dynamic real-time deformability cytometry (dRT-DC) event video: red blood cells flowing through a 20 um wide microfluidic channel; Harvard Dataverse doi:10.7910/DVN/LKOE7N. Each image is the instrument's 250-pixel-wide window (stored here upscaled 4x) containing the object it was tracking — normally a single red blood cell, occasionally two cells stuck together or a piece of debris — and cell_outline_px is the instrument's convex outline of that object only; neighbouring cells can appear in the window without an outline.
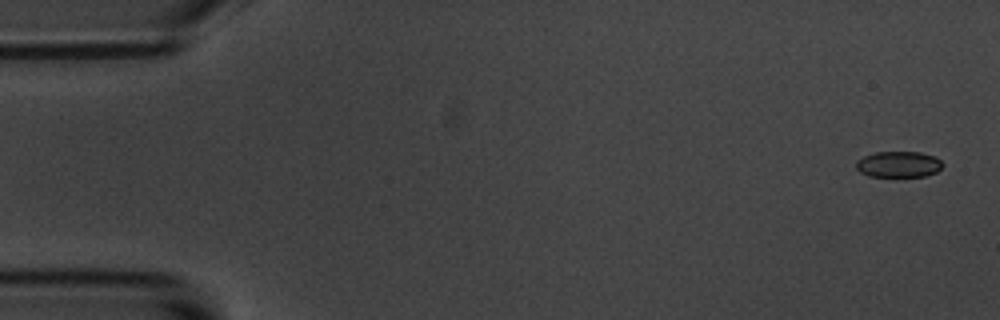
{"species": "common noctule bat (a hibernating species)", "species_latin": "Nyctalus noctula", "temperature_condition": "room temperature", "stored_images_in_passage": 5, "camera_frame_rate_fps": 3000, "um_per_image_px": 0.085, "animal": {"sex": "male", "body_mass_g": 20.1, "forearm_length_mm": 53.5}, "frame": {"image": 1, "passage_image": 1, "time_ms": 0.0, "image_size_px": [1000, 320], "cell_outline_px": [[944, 164], [936, 172], [924, 176], [868, 176], [860, 172], [856, 168], [856, 160], [864, 156], [876, 152], [920, 152], [936, 156]], "centroid_in_image_um": [76.38, 13.96], "position_along_channel_um": 8.6, "area_um2": 13.12}}
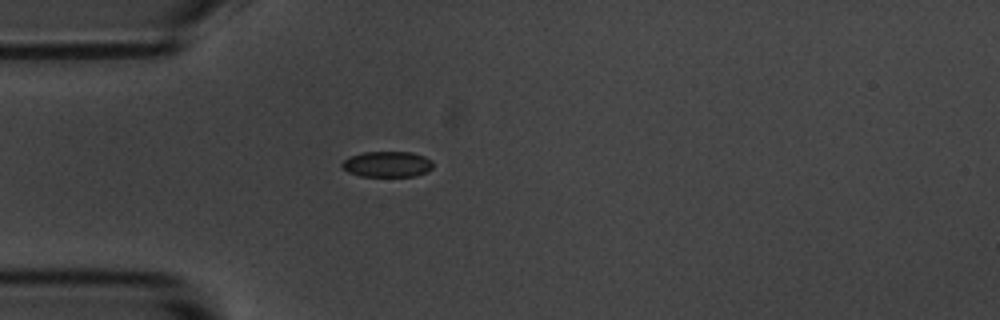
{"frame": {"image": 2, "passage_image": 4, "time_ms": 4.667, "image_size_px": [1000, 320], "cell_outline_px": [[432, 168], [428, 172], [416, 176], [360, 176], [348, 172], [340, 164], [348, 156], [364, 152], [412, 152], [424, 156], [432, 160]], "centroid_in_image_um": [32.92, 13.95], "position_along_channel_um": 52.1, "area_um2": 13.76}}